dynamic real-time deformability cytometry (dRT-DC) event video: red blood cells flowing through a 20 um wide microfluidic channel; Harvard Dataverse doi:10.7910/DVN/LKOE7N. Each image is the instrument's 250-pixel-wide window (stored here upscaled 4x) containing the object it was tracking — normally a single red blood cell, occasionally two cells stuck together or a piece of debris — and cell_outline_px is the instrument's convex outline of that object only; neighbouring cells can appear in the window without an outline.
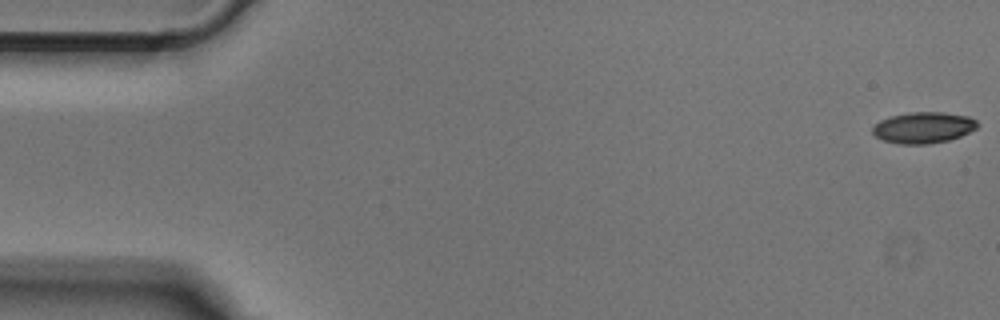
{"species": "Egyptian fruit bat (a non-hibernating species)", "species_latin": "Rousettus aegyptiacus", "temperature_condition": "cold", "stored_images_in_passage": 50, "camera_frame_rate_fps": 3000, "um_per_image_px": 0.085, "animal": {"sex": "male"}, "frame": {"image": 1, "passage_image": 1, "time_ms": 0.0, "image_size_px": [1000, 320], "cell_outline_px": [[980, 124], [976, 128], [960, 136], [948, 140], [928, 144], [900, 144], [884, 140], [876, 136], [872, 132], [872, 128], [880, 120], [892, 116], [912, 112], [944, 112], [968, 116], [976, 120]], "centroid_in_image_um": [78.51, 10.84], "position_along_channel_um": 6.5, "area_um2": 18.9}}
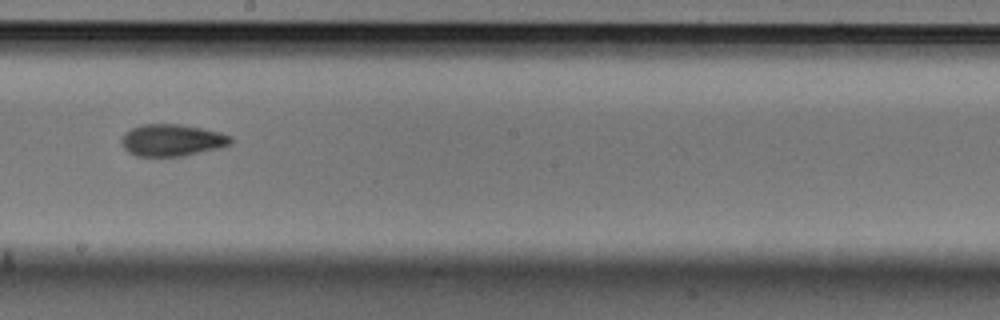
{"frame": {"image": 2, "passage_image": 28, "time_ms": 9.0, "image_size_px": [1000, 320], "cell_outline_px": [[232, 140], [228, 144], [220, 148], [184, 156], [136, 156], [128, 152], [120, 144], [120, 140], [124, 132], [140, 124], [180, 124], [220, 132], [232, 136]], "centroid_in_image_um": [14.58, 11.91], "position_along_channel_um": 233.6, "area_um2": 20.46}}
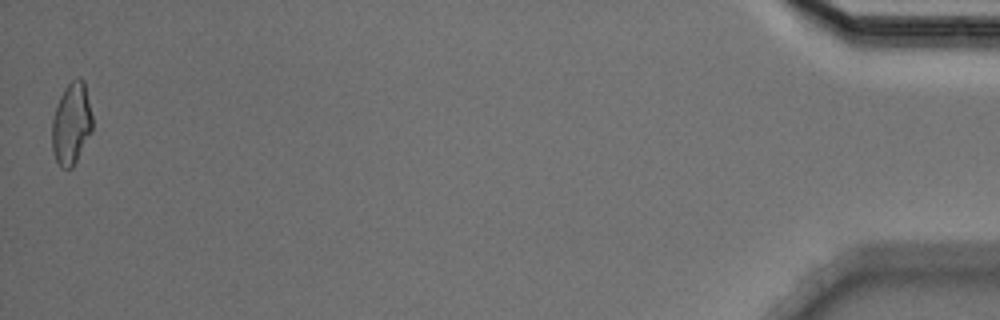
{"frame": {"image": 3, "passage_image": 50, "time_ms": 16.333, "image_size_px": [1000, 320], "cell_outline_px": [[92, 132], [72, 168], [60, 168], [56, 160], [52, 148], [52, 120], [60, 96], [64, 88], [76, 76], [84, 80], [92, 116]], "centroid_in_image_um": [6.07, 10.51], "position_along_channel_um": 429.1, "area_um2": 19.25}}